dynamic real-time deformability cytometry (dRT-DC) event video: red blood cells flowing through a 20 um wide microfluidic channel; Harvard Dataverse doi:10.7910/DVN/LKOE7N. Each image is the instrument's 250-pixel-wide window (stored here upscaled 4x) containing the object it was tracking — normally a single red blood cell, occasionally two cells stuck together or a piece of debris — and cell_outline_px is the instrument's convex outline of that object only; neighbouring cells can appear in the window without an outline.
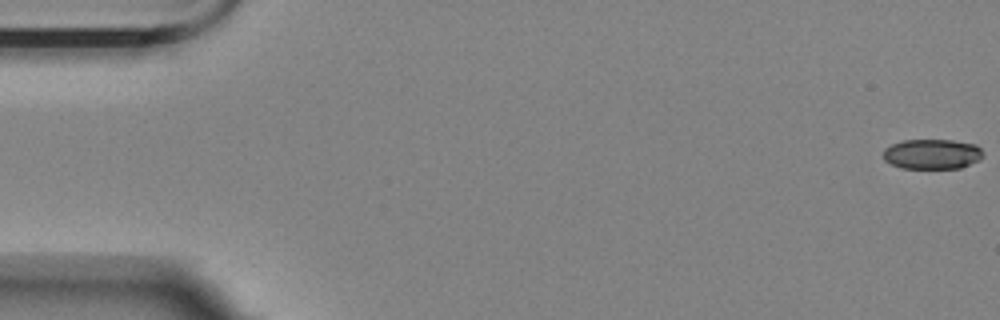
{"species": "Egyptian fruit bat (a non-hibernating species)", "species_latin": "Rousettus aegyptiacus", "temperature_condition": "room temperature", "stored_images_in_passage": 8, "camera_frame_rate_fps": 3000, "um_per_image_px": 0.085, "animal": {"sex": "female"}, "frame": {"image": 1, "passage_image": 1, "time_ms": 0.0, "image_size_px": [1000, 320], "cell_outline_px": [[984, 156], [980, 160], [960, 168], [900, 168], [884, 160], [884, 148], [892, 144], [904, 140], [952, 140], [976, 144], [984, 152]], "centroid_in_image_um": [79.26, 13.09], "position_along_channel_um": 5.7, "area_um2": 17.57}}
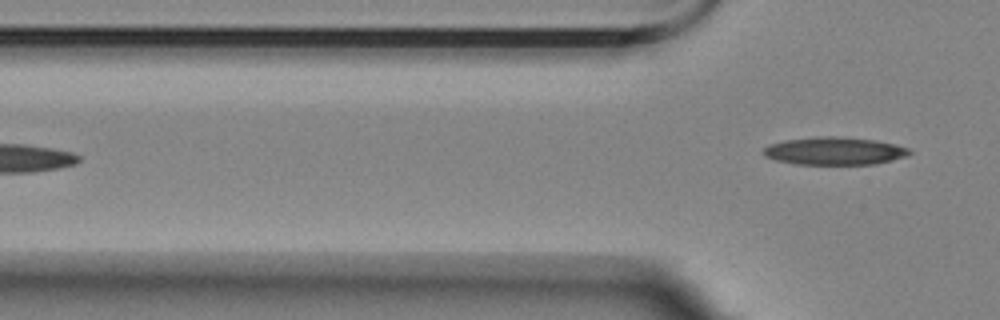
{"frame": {"image": 2, "passage_image": 8, "time_ms": 9.333, "image_size_px": [1000, 320], "cell_outline_px": [[912, 152], [908, 156], [876, 164], [796, 164], [776, 160], [764, 156], [760, 152], [768, 144], [784, 140], [820, 136], [832, 136], [872, 140], [896, 144], [908, 148]], "centroid_in_image_um": [70.9, 12.84], "position_along_channel_um": 54.9, "area_um2": 23.64}}